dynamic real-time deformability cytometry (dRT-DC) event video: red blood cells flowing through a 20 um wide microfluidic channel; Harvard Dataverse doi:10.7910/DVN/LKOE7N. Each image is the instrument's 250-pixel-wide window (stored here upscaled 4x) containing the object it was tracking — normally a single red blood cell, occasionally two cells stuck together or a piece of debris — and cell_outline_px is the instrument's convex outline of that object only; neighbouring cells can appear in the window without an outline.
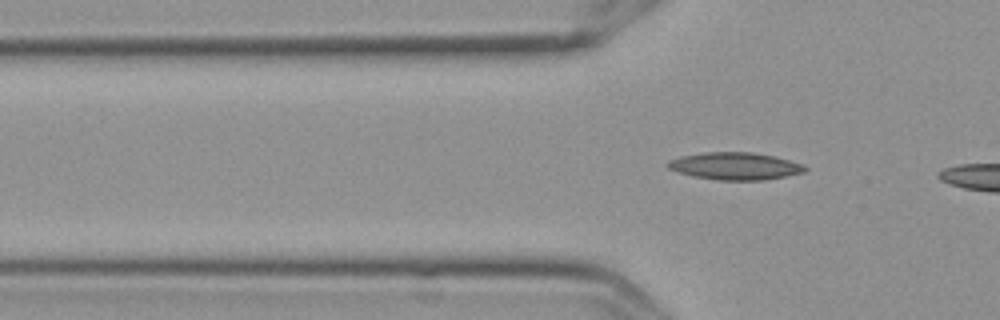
{"species": "Egyptian fruit bat (a non-hibernating species)", "species_latin": "Rousettus aegyptiacus", "temperature_condition": "cold", "stored_images_in_passage": 8, "segment_of_instrument_passage": [2, 2], "camera_frame_rate_fps": 3000, "um_per_image_px": 0.085, "frame": {"image": 1, "passage_image": 8, "time_ms": 2.333, "image_size_px": [1000, 320], "cell_outline_px": [[808, 168], [804, 172], [764, 180], [720, 180], [692, 176], [668, 168], [664, 164], [668, 160], [684, 156], [704, 152], [752, 152], [772, 156], [804, 164]], "centroid_in_image_um": [62.47, 14.11], "position_along_channel_um": 63.3, "area_um2": 21.68}}